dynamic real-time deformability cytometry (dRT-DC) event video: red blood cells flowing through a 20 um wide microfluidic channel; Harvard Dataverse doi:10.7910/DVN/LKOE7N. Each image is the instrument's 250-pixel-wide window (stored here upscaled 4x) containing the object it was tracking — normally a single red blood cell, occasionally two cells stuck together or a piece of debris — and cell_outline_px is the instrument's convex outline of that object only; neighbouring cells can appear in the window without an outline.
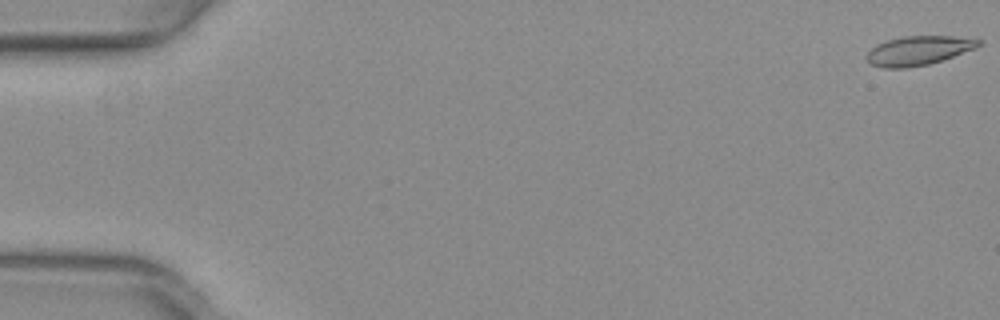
{"species": "common noctule bat (a hibernating species)", "species_latin": "Nyctalus noctula", "temperature_condition": "warm", "stored_images_in_passage": 53, "camera_frame_rate_fps": 3000, "um_per_image_px": 0.085, "animal": {"sex": "female", "body_mass_g": 29.2, "forearm_length_mm": 56.3}, "frame": {"image": 1, "passage_image": 1, "time_ms": 0.0, "image_size_px": [1000, 320], "cell_outline_px": [[984, 40], [976, 48], [928, 64], [908, 68], [884, 68], [872, 64], [864, 56], [876, 44], [888, 40], [904, 36], [952, 36]], "centroid_in_image_um": [78.05, 4.29], "position_along_channel_um": 6.9, "area_um2": 18.84}}
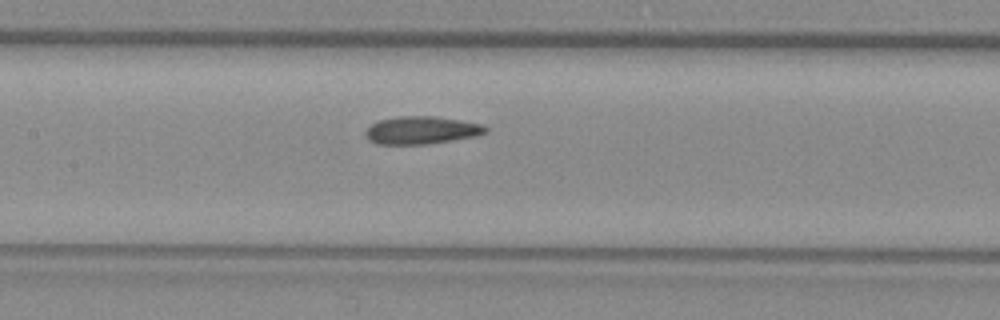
{"frame": {"image": 2, "passage_image": 26, "time_ms": 8.333, "image_size_px": [1000, 320], "cell_outline_px": [[488, 132], [476, 136], [428, 144], [376, 144], [368, 140], [364, 132], [372, 124], [380, 120], [396, 116], [436, 116], [460, 120], [480, 124], [488, 128]], "centroid_in_image_um": [35.82, 11.07], "position_along_channel_um": 171.6, "area_um2": 19.42}}
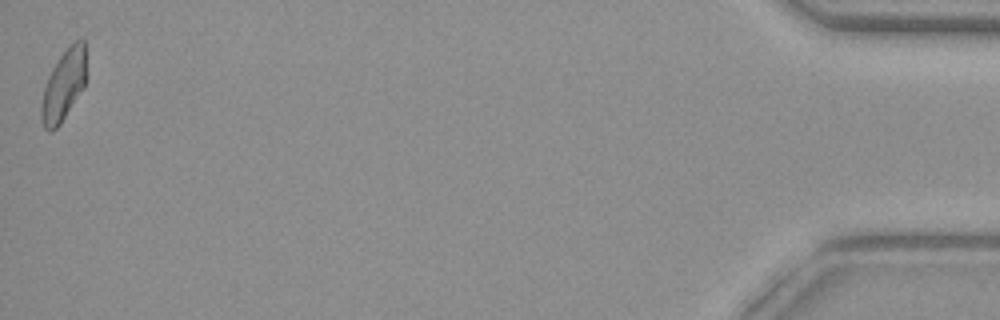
{"frame": {"image": 3, "passage_image": 53, "time_ms": 17.333, "image_size_px": [1000, 320], "cell_outline_px": [[88, 76], [84, 88], [60, 124], [56, 128], [48, 132], [44, 128], [40, 116], [40, 104], [44, 88], [48, 76], [52, 68], [60, 56], [76, 40], [84, 40]], "centroid_in_image_um": [5.43, 7.26], "position_along_channel_um": 429.8, "area_um2": 18.84}, "authors_computed_cell_mechanics": {"area_um2": 19.074, "velocity_mm_per_s": 3.9768, "shape_relaxation_time_tau1_ms": 7.9093, "shape_relaxation_time_tau2_ms": 2.5061, "deformation_change_tau1": 0.1744, "deformation_change_tau2": 0.1051}}